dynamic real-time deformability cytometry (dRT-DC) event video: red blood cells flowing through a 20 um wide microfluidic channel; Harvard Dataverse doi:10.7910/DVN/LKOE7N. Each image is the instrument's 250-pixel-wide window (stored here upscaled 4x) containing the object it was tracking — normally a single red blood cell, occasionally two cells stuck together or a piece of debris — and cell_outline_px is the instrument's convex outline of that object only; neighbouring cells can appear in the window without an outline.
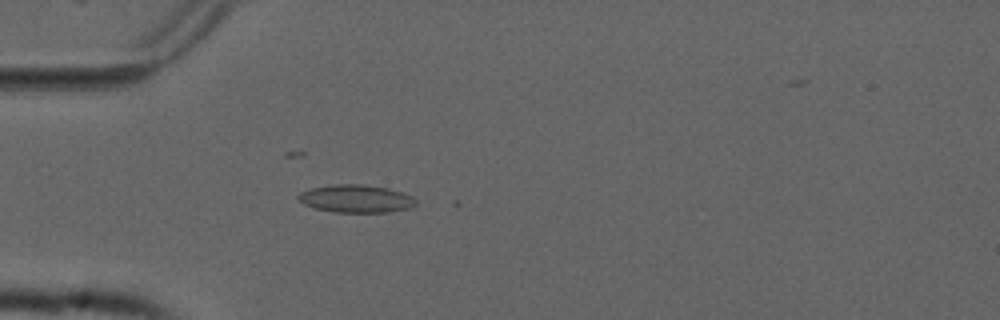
{"species": "common noctule bat (a hibernating species)", "species_latin": "Nyctalus noctula", "temperature_condition": "cold", "stored_images_in_passage": 26, "camera_frame_rate_fps": 3000, "um_per_image_px": 0.085, "animal": {"sex": "male", "forearm_length_mm": 52.5}, "frame": {"image": 1, "passage_image": 16, "time_ms": 5.0, "image_size_px": [1000, 320], "cell_outline_px": [[416, 204], [408, 208], [388, 212], [332, 212], [316, 208], [304, 204], [296, 196], [300, 192], [308, 188], [332, 184], [364, 184], [388, 188], [412, 196], [416, 200]], "centroid_in_image_um": [30.22, 16.87], "position_along_channel_um": 54.8, "area_um2": 19.07}}
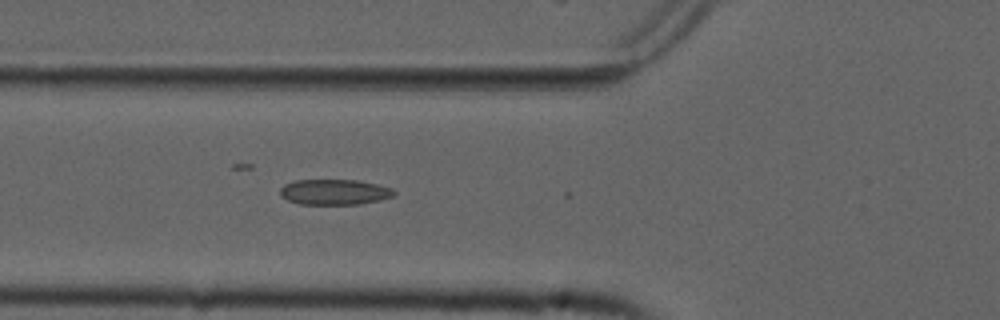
{"frame": {"image": 2, "passage_image": 20, "time_ms": 6.333, "image_size_px": [1000, 320], "cell_outline_px": [[396, 192], [392, 196], [380, 200], [360, 204], [300, 204], [288, 200], [280, 196], [280, 188], [284, 184], [296, 180], [356, 180], [376, 184], [392, 188]], "centroid_in_image_um": [28.41, 16.32], "position_along_channel_um": 97.4, "area_um2": 16.88}}
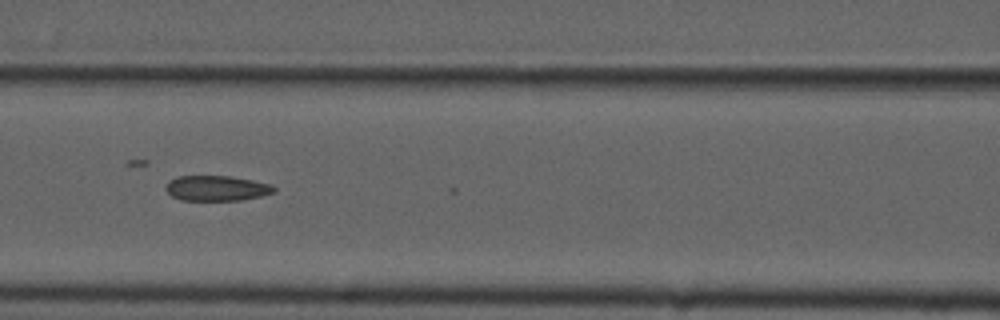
{"frame": {"image": 3, "passage_image": 24, "time_ms": 7.667, "image_size_px": [1000, 320], "cell_outline_px": [[276, 192], [264, 196], [240, 200], [180, 200], [172, 196], [164, 188], [168, 180], [176, 176], [228, 176], [252, 180], [272, 184], [276, 188]], "centroid_in_image_um": [18.42, 16.0], "position_along_channel_um": 148.2, "area_um2": 16.13}}